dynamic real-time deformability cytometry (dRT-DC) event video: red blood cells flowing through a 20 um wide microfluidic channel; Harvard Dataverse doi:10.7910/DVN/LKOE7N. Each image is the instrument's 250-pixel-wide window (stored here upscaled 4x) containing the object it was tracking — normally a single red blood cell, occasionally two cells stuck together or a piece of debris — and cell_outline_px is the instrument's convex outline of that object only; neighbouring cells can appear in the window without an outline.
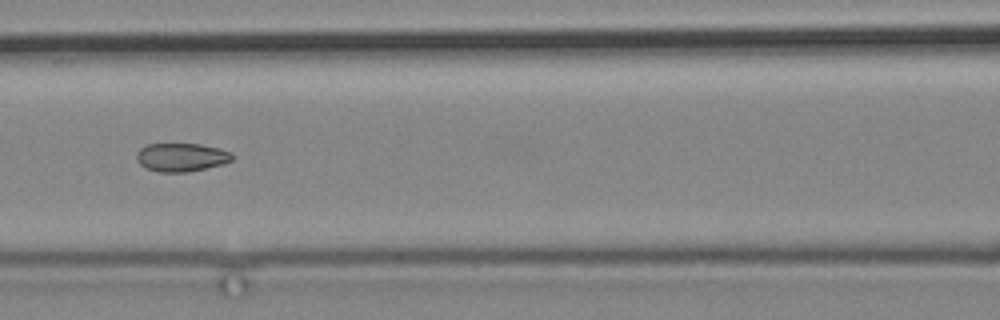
{"species": "common noctule bat (a hibernating species)", "species_latin": "Nyctalus noctula", "temperature_condition": "cold", "stored_images_in_passage": 7, "camera_frame_rate_fps": 3000, "um_per_image_px": 0.085, "animal": {"sex": "male", "body_mass_g": 19.2, "forearm_length_mm": 51.8}, "frame": {"image": 1, "passage_image": 4, "time_ms": 3.333, "image_size_px": [1000, 320], "cell_outline_px": [[232, 160], [224, 164], [188, 172], [160, 172], [148, 168], [140, 164], [136, 160], [136, 152], [140, 148], [148, 144], [200, 144], [220, 148], [232, 152]], "centroid_in_image_um": [15.43, 13.36], "position_along_channel_um": 151.2, "area_um2": 15.9}}
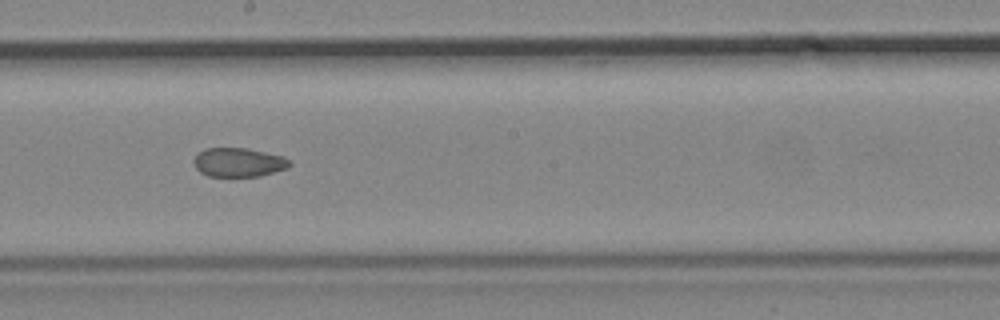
{"frame": {"image": 2, "passage_image": 6, "time_ms": 5.667, "image_size_px": [1000, 320], "cell_outline_px": [[292, 164], [288, 168], [260, 176], [208, 176], [200, 172], [196, 168], [192, 160], [196, 152], [204, 148], [248, 148], [284, 156]], "centroid_in_image_um": [20.25, 13.79], "position_along_channel_um": 228.0, "area_um2": 16.42}}
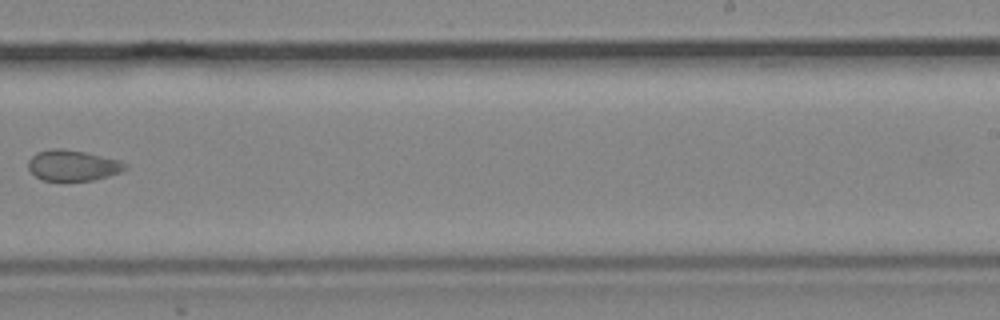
{"frame": {"image": 3, "passage_image": 7, "time_ms": 7.333, "image_size_px": [1000, 320], "cell_outline_px": [[128, 168], [120, 172], [108, 176], [92, 180], [44, 180], [36, 176], [28, 168], [28, 160], [36, 152], [52, 148], [64, 148], [84, 152], [120, 160], [128, 164]], "centroid_in_image_um": [6.2, 14.04], "position_along_channel_um": 282.8, "area_um2": 17.34}}